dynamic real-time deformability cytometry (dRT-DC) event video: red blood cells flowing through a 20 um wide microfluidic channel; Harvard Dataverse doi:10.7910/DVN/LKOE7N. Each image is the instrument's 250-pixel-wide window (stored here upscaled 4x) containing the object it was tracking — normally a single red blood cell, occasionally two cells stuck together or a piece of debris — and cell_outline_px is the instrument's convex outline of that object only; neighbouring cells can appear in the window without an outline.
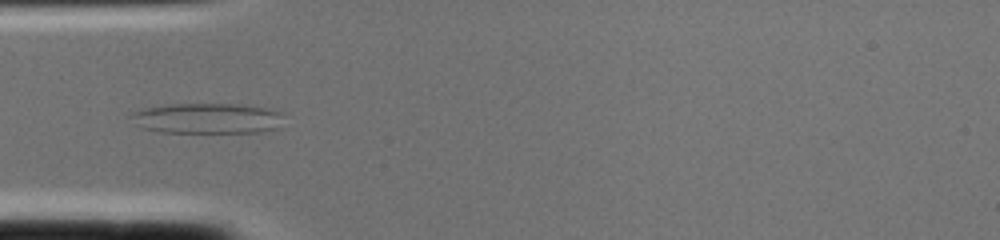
{"species": "common noctule bat (a hibernating species)", "species_latin": "Nyctalus noctula", "temperature_condition": "cold", "stored_images_in_passage": 2, "camera_frame_rate_fps": 3000, "um_per_image_px": 0.085, "animal": {"sex": "female", "body_mass_g": 22.0, "forearm_length_mm": 56.7}, "frame": {"image": 1, "passage_image": 2, "time_ms": 0.333, "image_size_px": [1000, 240], "cell_outline_px": [[280, 112], [276, 128], [260, 132], [160, 132], [140, 128], [128, 116], [128, 112], [144, 108], [172, 104], [236, 104], [264, 108]], "centroid_in_image_um": [17.46, 10.06], "position_along_channel_um": 67.5, "area_um2": 26.82}}